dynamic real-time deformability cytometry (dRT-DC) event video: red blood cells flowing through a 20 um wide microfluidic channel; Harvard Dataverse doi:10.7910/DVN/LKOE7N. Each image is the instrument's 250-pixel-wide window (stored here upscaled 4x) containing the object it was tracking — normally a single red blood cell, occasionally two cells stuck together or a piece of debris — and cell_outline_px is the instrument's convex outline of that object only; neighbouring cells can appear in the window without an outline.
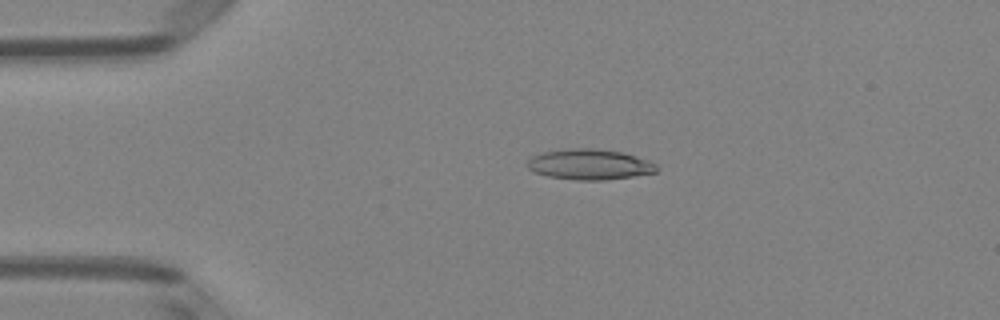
{"species": "Egyptian fruit bat (a non-hibernating species)", "species_latin": "Rousettus aegyptiacus", "temperature_condition": "room temperature", "stored_images_in_passage": 50, "camera_frame_rate_fps": 3000, "um_per_image_px": 0.085, "animal": {"sex": "female"}, "frame": {"image": 1, "passage_image": 10, "time_ms": 3.0, "image_size_px": [1000, 320], "cell_outline_px": [[660, 168], [656, 172], [632, 176], [604, 180], [576, 180], [548, 176], [536, 172], [528, 168], [528, 160], [532, 156], [544, 152], [568, 148], [596, 148], [624, 152], [648, 160], [656, 164]], "centroid_in_image_um": [50.15, 13.96], "position_along_channel_um": 34.9, "area_um2": 23.0}}
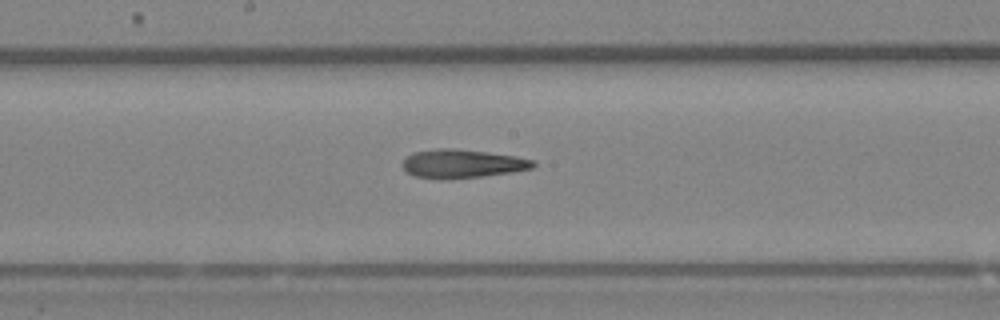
{"frame": {"image": 2, "passage_image": 26, "time_ms": 8.333, "image_size_px": [1000, 320], "cell_outline_px": [[536, 164], [532, 168], [512, 172], [448, 180], [436, 180], [412, 176], [404, 168], [404, 160], [412, 152], [436, 148], [452, 148], [488, 152], [516, 156], [532, 160]], "centroid_in_image_um": [39.25, 13.92], "position_along_channel_um": 209.0, "area_um2": 21.91}}
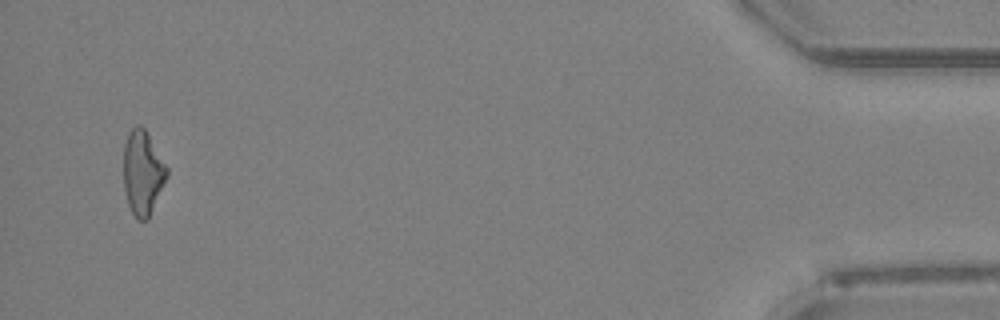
{"frame": {"image": 3, "passage_image": 48, "time_ms": 15.667, "image_size_px": [1000, 320], "cell_outline_px": [[168, 176], [148, 220], [136, 220], [128, 204], [124, 188], [124, 144], [128, 132], [136, 124], [140, 124], [144, 128], [168, 168]], "centroid_in_image_um": [12.13, 14.69], "position_along_channel_um": 423.1, "area_um2": 21.33}, "authors_computed_cell_mechanics": {"area_um2": 22.1952, "velocity_mm_per_s": 4.0339, "shape_relaxation_time_tau1_ms": 6.7007, "shape_relaxation_time_tau2_ms": 6.0239, "deformation_change_tau1": 0.1836, "deformation_change_tau2": 0.2137}}